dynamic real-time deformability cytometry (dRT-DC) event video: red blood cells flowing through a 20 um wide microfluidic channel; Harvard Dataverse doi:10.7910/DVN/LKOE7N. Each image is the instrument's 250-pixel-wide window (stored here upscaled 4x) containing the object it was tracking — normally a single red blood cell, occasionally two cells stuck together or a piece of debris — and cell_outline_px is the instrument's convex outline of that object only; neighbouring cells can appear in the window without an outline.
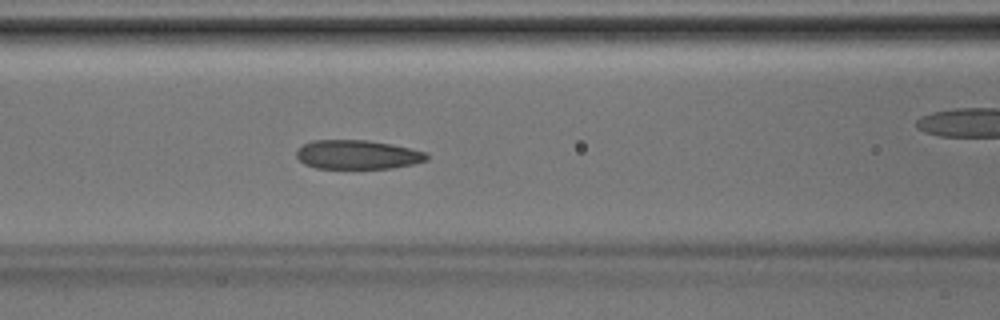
{"species": "Egyptian fruit bat (a non-hibernating species)", "species_latin": "Rousettus aegyptiacus", "temperature_condition": "room temperature", "stored_images_in_passage": 35, "camera_frame_rate_fps": 3000, "um_per_image_px": 0.085, "animal": {"sex": "male"}, "frame": {"image": 1, "passage_image": 11, "time_ms": 3.333, "image_size_px": [1000, 320], "cell_outline_px": [[428, 160], [412, 164], [392, 168], [316, 168], [304, 164], [296, 156], [296, 148], [312, 140], [368, 140], [392, 144], [428, 152]], "centroid_in_image_um": [30.38, 13.14], "position_along_channel_um": 136.2, "area_um2": 22.2}}